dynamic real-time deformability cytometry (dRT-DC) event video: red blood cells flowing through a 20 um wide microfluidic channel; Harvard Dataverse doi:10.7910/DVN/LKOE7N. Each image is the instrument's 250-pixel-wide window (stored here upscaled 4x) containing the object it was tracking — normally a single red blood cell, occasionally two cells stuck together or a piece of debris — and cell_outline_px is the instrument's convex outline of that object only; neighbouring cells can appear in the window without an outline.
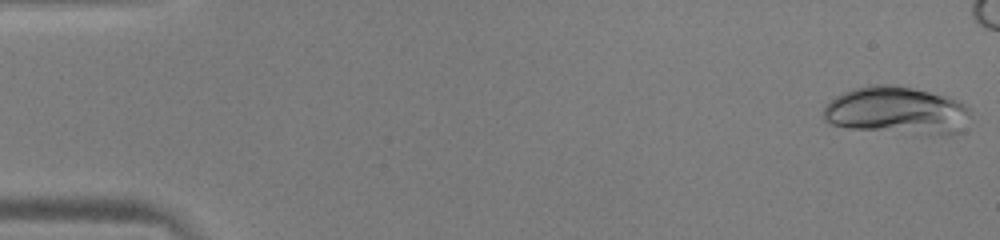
{"species": "human", "species_latin": "Homo sapiens", "temperature_condition": "warm", "stored_images_in_passage": 45, "camera_frame_rate_fps": 3000, "um_per_image_px": 0.085, "donor": {"sex": "male"}, "frame": {"image": 1, "passage_image": 1, "time_ms": 0.0, "image_size_px": [1000, 240], "cell_outline_px": [[972, 116], [960, 132], [952, 136], [916, 136], [848, 128], [828, 124], [824, 120], [824, 108], [836, 96], [844, 92], [856, 88], [872, 84], [892, 84], [912, 88], [948, 96], [960, 100], [972, 108]], "centroid_in_image_um": [76.34, 9.45], "position_along_channel_um": 8.7, "area_um2": 42.43}}
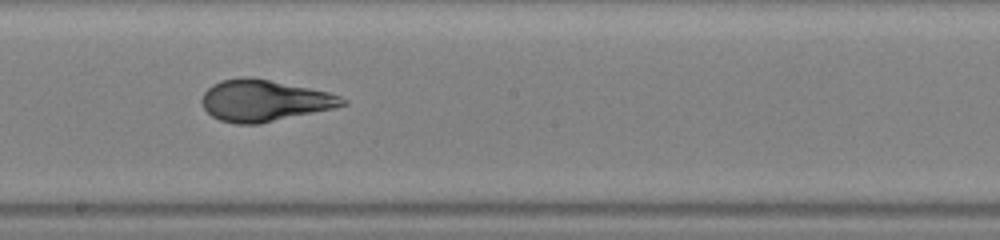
{"frame": {"image": 2, "passage_image": 27, "time_ms": 8.667, "image_size_px": [1000, 240], "cell_outline_px": [[348, 104], [332, 108], [260, 124], [236, 124], [220, 120], [212, 116], [204, 108], [200, 100], [204, 92], [212, 84], [220, 80], [244, 76], [248, 76], [328, 92], [340, 96], [348, 100]], "centroid_in_image_um": [22.42, 8.55], "position_along_channel_um": 225.8, "area_um2": 33.81}}
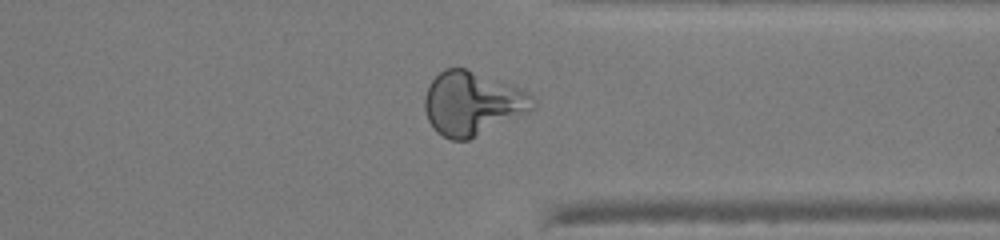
{"frame": {"image": 3, "passage_image": 38, "time_ms": 12.333, "image_size_px": [1000, 240], "cell_outline_px": [[536, 108], [528, 112], [468, 140], [452, 140], [436, 132], [432, 128], [428, 120], [424, 108], [424, 96], [428, 84], [444, 68], [464, 68], [520, 88], [528, 92], [536, 100]], "centroid_in_image_um": [40.13, 8.79], "position_along_channel_um": 371.3, "area_um2": 40.0}}